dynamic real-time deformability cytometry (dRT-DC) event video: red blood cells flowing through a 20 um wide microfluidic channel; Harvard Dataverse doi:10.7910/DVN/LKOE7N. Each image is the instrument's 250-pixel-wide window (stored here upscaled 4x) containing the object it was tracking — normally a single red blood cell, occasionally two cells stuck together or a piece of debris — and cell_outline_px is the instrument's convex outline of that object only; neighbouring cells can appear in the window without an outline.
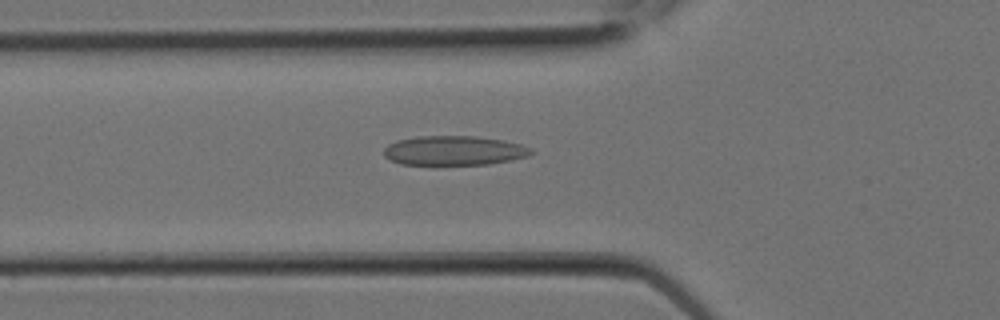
{"species": "Egyptian fruit bat (a non-hibernating species)", "species_latin": "Rousettus aegyptiacus", "temperature_condition": "room temperature", "stored_images_in_passage": 10, "camera_frame_rate_fps": 3000, "um_per_image_px": 0.085, "animal": {"sex": "female"}, "frame": {"image": 1, "passage_image": 7, "time_ms": 2.0, "image_size_px": [1000, 320], "cell_outline_px": [[532, 152], [528, 156], [512, 160], [488, 164], [400, 164], [384, 156], [384, 148], [388, 144], [396, 140], [420, 136], [476, 136], [504, 140], [520, 144], [532, 148]], "centroid_in_image_um": [38.6, 12.79], "position_along_channel_um": 87.2, "area_um2": 25.2}}
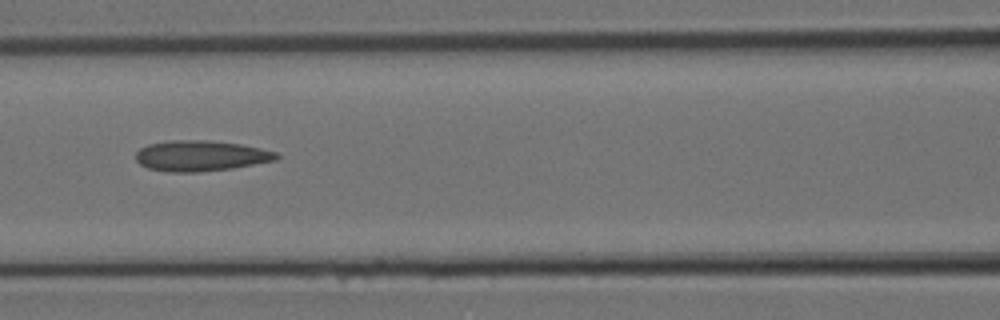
{"frame": {"image": 2, "passage_image": 9, "time_ms": 2.667, "image_size_px": [1000, 320], "cell_outline_px": [[280, 156], [276, 160], [232, 168], [200, 172], [168, 172], [148, 168], [140, 164], [136, 160], [136, 152], [140, 148], [148, 144], [172, 140], [204, 140], [240, 144], [260, 148], [276, 152]], "centroid_in_image_um": [17.04, 13.25], "position_along_channel_um": 149.6, "area_um2": 25.03}}
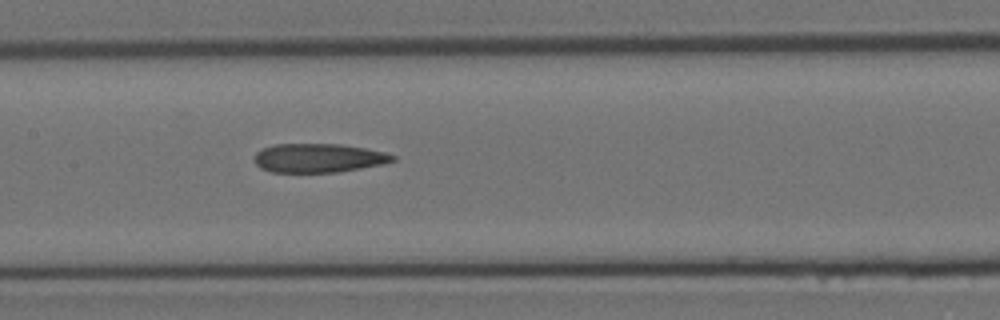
{"frame": {"image": 3, "passage_image": 10, "time_ms": 3.0, "image_size_px": [1000, 320], "cell_outline_px": [[396, 160], [384, 164], [340, 172], [272, 172], [260, 168], [256, 164], [256, 152], [264, 148], [276, 144], [340, 144], [364, 148], [384, 152], [396, 156]], "centroid_in_image_um": [27.11, 13.43], "position_along_channel_um": 180.3, "area_um2": 23.24}}